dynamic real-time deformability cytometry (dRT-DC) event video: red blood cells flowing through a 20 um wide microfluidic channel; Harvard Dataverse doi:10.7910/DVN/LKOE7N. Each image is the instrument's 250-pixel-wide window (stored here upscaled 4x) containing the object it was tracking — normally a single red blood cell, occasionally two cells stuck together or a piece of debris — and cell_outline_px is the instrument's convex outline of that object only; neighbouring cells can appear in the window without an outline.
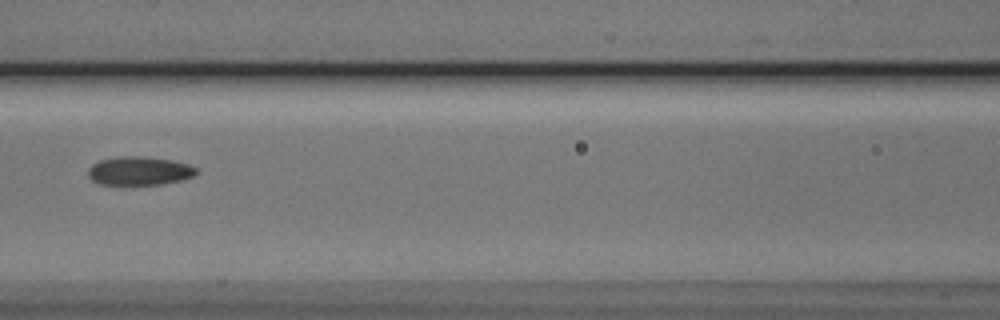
{"species": "Egyptian fruit bat (a non-hibernating species)", "species_latin": "Rousettus aegyptiacus", "temperature_condition": "cold", "stored_images_in_passage": 4, "camera_frame_rate_fps": 3000, "um_per_image_px": 0.085, "animal": {"sex": "male"}, "frame": {"image": 1, "passage_image": 4, "time_ms": 3.333, "image_size_px": [1000, 320], "cell_outline_px": [[196, 172], [192, 176], [180, 180], [164, 184], [100, 184], [92, 180], [88, 176], [88, 168], [92, 164], [100, 160], [120, 156], [140, 156], [172, 160], [188, 164], [196, 168]], "centroid_in_image_um": [11.81, 14.52], "position_along_channel_um": 154.8, "area_um2": 17.86}}